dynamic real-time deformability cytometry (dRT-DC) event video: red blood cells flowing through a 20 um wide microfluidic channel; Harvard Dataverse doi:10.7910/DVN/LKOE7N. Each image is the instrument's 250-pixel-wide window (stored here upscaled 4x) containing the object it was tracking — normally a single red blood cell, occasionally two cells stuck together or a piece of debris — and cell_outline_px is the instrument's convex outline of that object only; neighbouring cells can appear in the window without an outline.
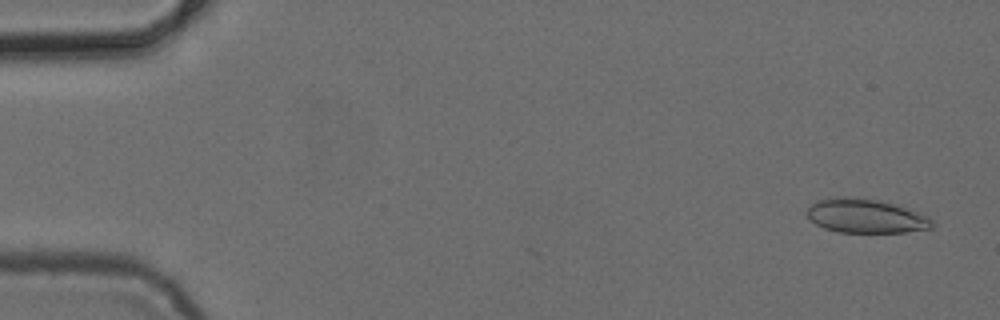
{"species": "common noctule bat (a hibernating species)", "species_latin": "Nyctalus noctula", "temperature_condition": "cold", "stored_images_in_passage": 53, "camera_frame_rate_fps": 3000, "um_per_image_px": 0.085, "animal": {"sex": "female", "body_mass_g": 24.6, "forearm_length_mm": 56.2}, "frame": {"image": 1, "passage_image": 3, "time_ms": 0.667, "image_size_px": [1000, 320], "cell_outline_px": [[936, 224], [932, 228], [904, 232], [836, 232], [824, 228], [816, 224], [804, 212], [812, 204], [820, 200], [844, 196], [880, 200], [928, 216]], "centroid_in_image_um": [73.58, 18.37], "position_along_channel_um": 11.4, "area_um2": 24.57}}
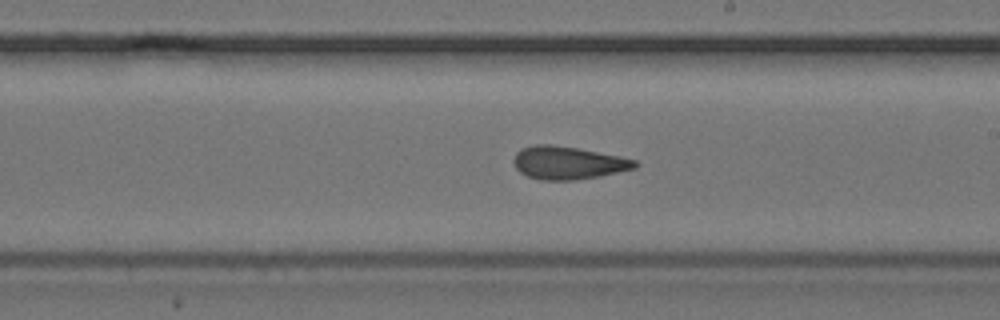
{"frame": {"image": 2, "passage_image": 31, "time_ms": 10.0, "image_size_px": [1000, 320], "cell_outline_px": [[640, 164], [636, 168], [600, 176], [576, 180], [540, 180], [528, 176], [520, 172], [516, 168], [512, 160], [516, 152], [520, 148], [532, 144], [552, 144], [576, 148], [620, 156], [636, 160]], "centroid_in_image_um": [48.27, 13.83], "position_along_channel_um": 240.7, "area_um2": 23.47}}
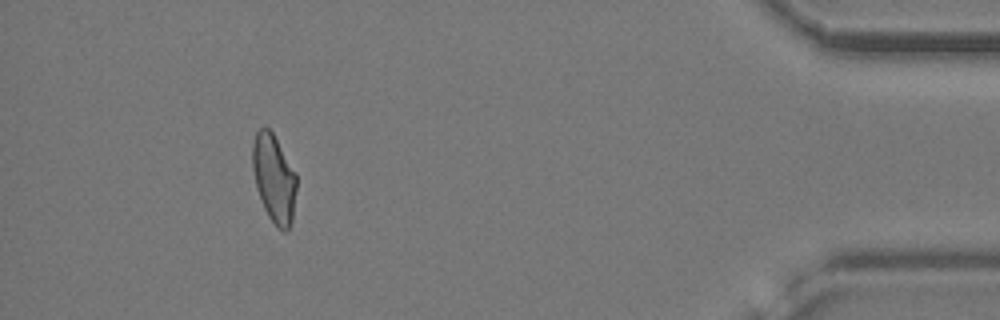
{"frame": {"image": 3, "passage_image": 49, "time_ms": 16.0, "image_size_px": [1000, 320], "cell_outline_px": [[296, 188], [292, 220], [288, 228], [284, 232], [276, 228], [268, 216], [260, 200], [256, 188], [252, 168], [252, 144], [256, 132], [260, 128], [268, 128], [272, 132], [296, 172]], "centroid_in_image_um": [23.27, 15.18], "position_along_channel_um": 411.9, "area_um2": 22.66}, "authors_computed_cell_mechanics": {"area_um2": 23.6402, "velocity_mm_per_s": 3.8612, "shape_relaxation_time_tau1_ms": null, "shape_relaxation_time_tau2_ms": 2.2122, "deformation_change_tau1": null, "deformation_change_tau2": 0.0814}}